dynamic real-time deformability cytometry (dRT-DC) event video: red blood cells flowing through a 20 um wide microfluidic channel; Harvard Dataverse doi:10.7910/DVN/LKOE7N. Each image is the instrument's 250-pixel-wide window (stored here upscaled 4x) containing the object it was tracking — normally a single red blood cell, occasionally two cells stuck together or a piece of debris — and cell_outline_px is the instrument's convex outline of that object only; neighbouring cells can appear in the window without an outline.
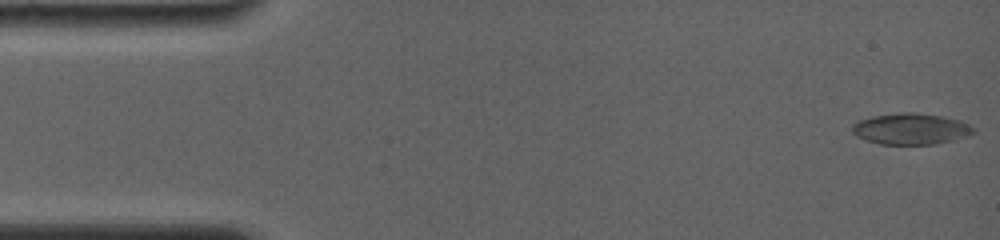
{"species": "common noctule bat (a hibernating species)", "species_latin": "Nyctalus noctula", "temperature_condition": "room temperature", "stored_images_in_passage": 42, "camera_frame_rate_fps": 4000, "um_per_image_px": 0.085, "animal": {"sex": "female", "body_mass_g": 19.0, "forearm_length_mm": 56.7}, "frame": {"image": 1, "passage_image": 1, "time_ms": 0.0, "image_size_px": [1000, 240], "cell_outline_px": [[976, 128], [968, 136], [936, 144], [880, 144], [856, 136], [852, 132], [852, 124], [860, 120], [872, 116], [900, 112], [912, 112], [940, 116], [960, 120]], "centroid_in_image_um": [77.41, 10.95], "position_along_channel_um": 7.6, "area_um2": 21.91}}
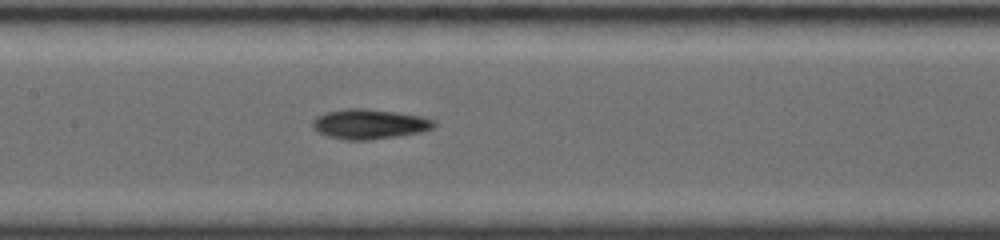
{"frame": {"image": 2, "passage_image": 19, "time_ms": 7.5, "image_size_px": [1000, 240], "cell_outline_px": [[436, 124], [432, 128], [420, 132], [396, 136], [368, 140], [344, 140], [328, 136], [312, 128], [312, 120], [316, 116], [324, 112], [344, 108], [368, 108], [396, 112], [420, 116], [432, 120]], "centroid_in_image_um": [31.33, 10.53], "position_along_channel_um": 176.1, "area_um2": 21.15}}
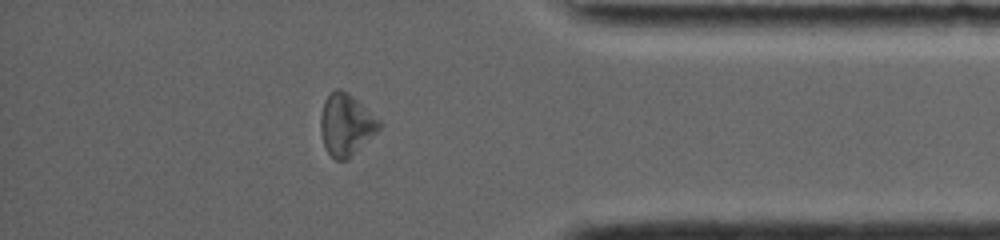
{"frame": {"image": 3, "passage_image": 36, "time_ms": 13.75, "image_size_px": [1000, 240], "cell_outline_px": [[384, 124], [376, 132], [344, 160], [336, 160], [328, 152], [324, 144], [320, 132], [320, 116], [324, 100], [336, 88], [340, 88], [348, 92], [380, 120]], "centroid_in_image_um": [29.39, 10.55], "position_along_channel_um": 405.8, "area_um2": 20.63}, "authors_computed_cell_mechanics": {"area_um2": 20.6057, "velocity_mm_per_s": 3.8619, "shape_relaxation_time_tau1_ms": 2.9052, "shape_relaxation_time_tau2_ms": null, "deformation_change_tau1": 0.123, "deformation_change_tau2": null}}